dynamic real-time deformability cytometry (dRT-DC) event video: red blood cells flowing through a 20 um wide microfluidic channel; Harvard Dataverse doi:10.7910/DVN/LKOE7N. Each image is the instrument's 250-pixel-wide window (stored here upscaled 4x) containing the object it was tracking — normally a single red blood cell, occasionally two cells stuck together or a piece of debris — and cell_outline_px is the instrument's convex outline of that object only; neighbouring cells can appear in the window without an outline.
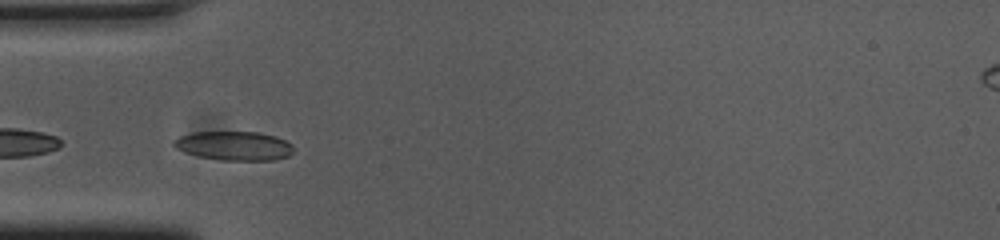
{"species": "common noctule bat (a hibernating species)", "species_latin": "Nyctalus noctula", "temperature_condition": "cold", "stored_images_in_passage": 48, "camera_frame_rate_fps": 3000, "um_per_image_px": 0.085, "animal": {"sex": "female", "body_mass_g": 23.0, "forearm_length_mm": 53.4}, "frame": {"image": 1, "passage_image": 10, "time_ms": 3.0, "image_size_px": [1000, 240], "cell_outline_px": [[292, 152], [288, 156], [272, 160], [220, 160], [200, 156], [176, 148], [172, 144], [172, 140], [180, 136], [192, 132], [256, 132], [276, 136], [292, 144]], "centroid_in_image_um": [19.89, 12.38], "position_along_channel_um": 65.1, "area_um2": 20.06}}
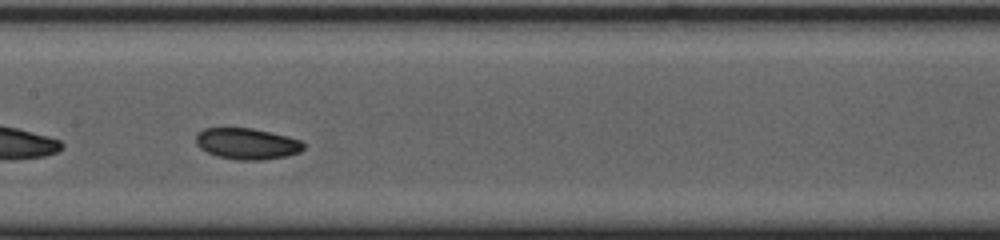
{"frame": {"image": 2, "passage_image": 20, "time_ms": 6.333, "image_size_px": [1000, 240], "cell_outline_px": [[304, 148], [300, 152], [288, 156], [260, 160], [240, 160], [216, 156], [200, 148], [196, 144], [196, 136], [204, 128], [252, 128], [288, 136], [300, 140], [304, 144]], "centroid_in_image_um": [21.01, 12.22], "position_along_channel_um": 186.4, "area_um2": 19.54}}
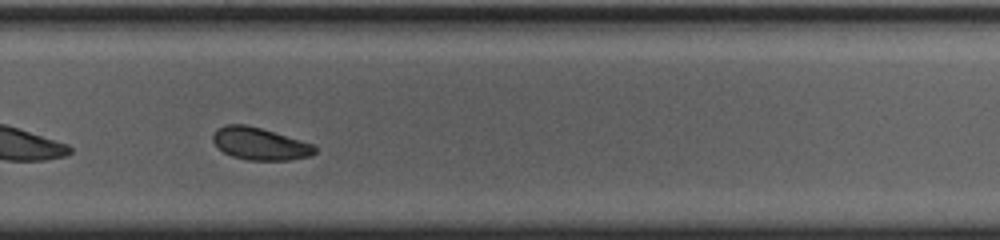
{"frame": {"image": 3, "passage_image": 30, "time_ms": 9.667, "image_size_px": [1000, 240], "cell_outline_px": [[316, 152], [308, 156], [288, 160], [248, 160], [232, 156], [224, 152], [212, 140], [212, 136], [216, 128], [224, 124], [244, 124], [260, 128], [300, 140], [312, 144], [316, 148]], "centroid_in_image_um": [22.04, 12.21], "position_along_channel_um": 307.8, "area_um2": 18.96}, "authors_computed_cell_mechanics": {"area_um2": 19.7676, "velocity_mm_per_s": 3.647, "shape_relaxation_time_tau1_ms": 5.3601, "shape_relaxation_time_tau2_ms": null, "deformation_change_tau1": 0.1182, "deformation_change_tau2": null}}